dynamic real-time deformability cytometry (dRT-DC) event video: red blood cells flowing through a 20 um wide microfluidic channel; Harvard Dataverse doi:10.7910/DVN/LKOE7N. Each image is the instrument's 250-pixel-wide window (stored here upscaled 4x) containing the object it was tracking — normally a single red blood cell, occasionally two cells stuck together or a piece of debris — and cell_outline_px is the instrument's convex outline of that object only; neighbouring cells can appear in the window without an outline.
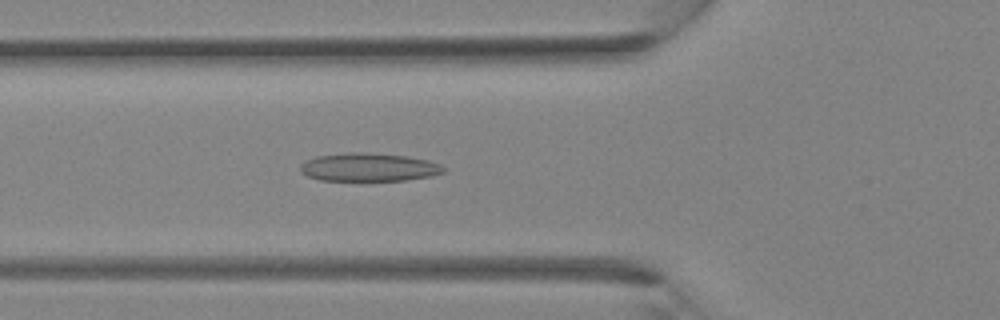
{"species": "Egyptian fruit bat (a non-hibernating species)", "species_latin": "Rousettus aegyptiacus", "temperature_condition": "room temperature", "stored_images_in_passage": 35, "camera_frame_rate_fps": 3000, "um_per_image_px": 0.085, "animal": {"sex": "female"}, "frame": {"image": 1, "passage_image": 12, "time_ms": 3.667, "image_size_px": [1000, 320], "cell_outline_px": [[444, 172], [432, 176], [408, 180], [320, 180], [308, 176], [300, 172], [300, 164], [304, 160], [316, 156], [352, 152], [360, 152], [404, 156], [428, 160], [440, 164], [444, 168]], "centroid_in_image_um": [31.32, 14.21], "position_along_channel_um": 94.5, "area_um2": 23.47}}
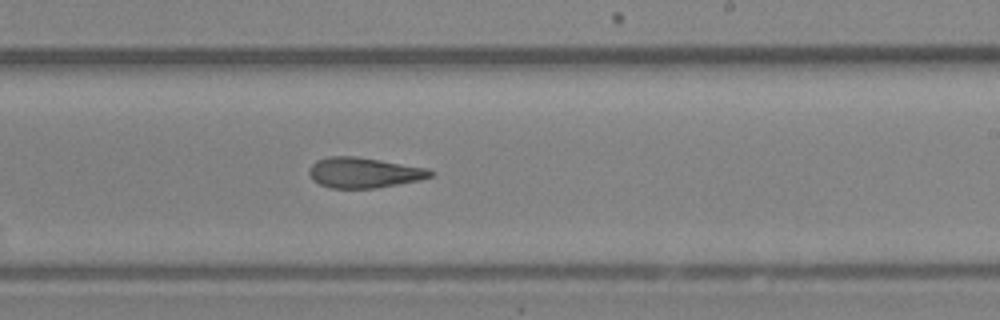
{"frame": {"image": 2, "passage_image": 21, "time_ms": 6.667, "image_size_px": [1000, 320], "cell_outline_px": [[436, 172], [432, 176], [420, 180], [376, 188], [332, 188], [320, 184], [312, 180], [308, 172], [308, 168], [316, 160], [328, 156], [356, 156], [428, 168]], "centroid_in_image_um": [30.93, 14.67], "position_along_channel_um": 258.1, "area_um2": 21.62}}
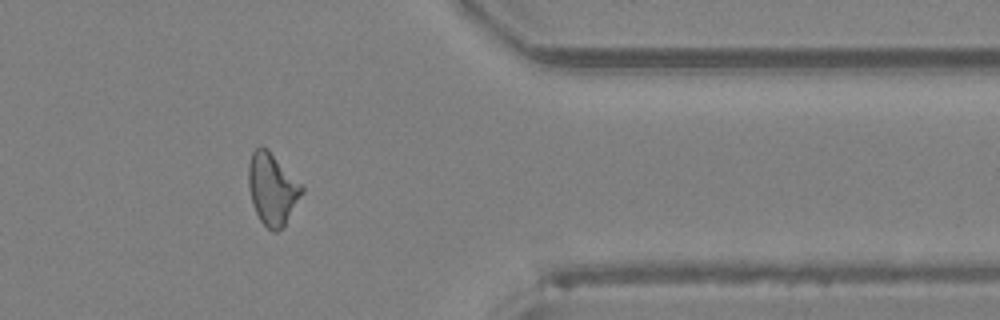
{"frame": {"image": 3, "passage_image": 29, "time_ms": 9.333, "image_size_px": [1000, 320], "cell_outline_px": [[304, 192], [284, 224], [276, 232], [272, 232], [260, 220], [252, 204], [248, 188], [248, 164], [252, 152], [260, 144], [268, 148], [304, 184]], "centroid_in_image_um": [23.15, 15.99], "position_along_channel_um": 388.2, "area_um2": 22.72}}